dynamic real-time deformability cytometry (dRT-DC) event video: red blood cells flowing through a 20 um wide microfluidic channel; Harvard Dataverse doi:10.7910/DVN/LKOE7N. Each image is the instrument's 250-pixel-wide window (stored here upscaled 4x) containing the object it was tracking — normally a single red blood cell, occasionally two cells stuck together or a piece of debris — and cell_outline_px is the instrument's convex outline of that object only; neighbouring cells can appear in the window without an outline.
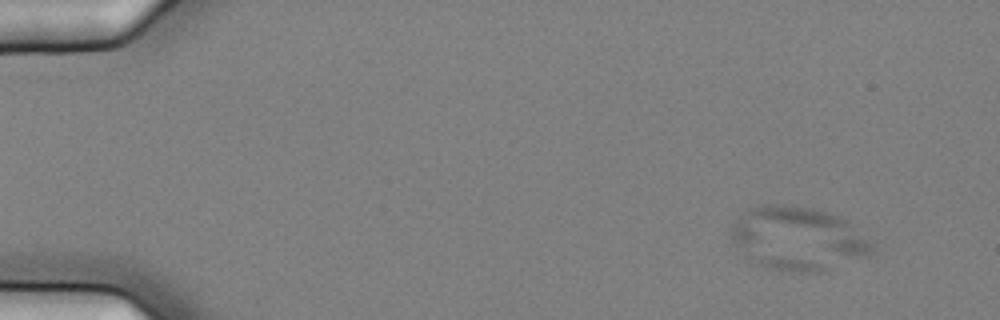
{"species": "common noctule bat (a hibernating species)", "species_latin": "Nyctalus noctula", "temperature_condition": "cold", "stored_images_in_passage": 58, "camera_frame_rate_fps": 3000, "um_per_image_px": 0.085, "animal": {"sex": "female", "body_mass_g": 25.1}, "frame": {"image": 1, "passage_image": 6, "time_ms": 1.667, "image_size_px": [1000, 320], "cell_outline_px": [[876, 252], [868, 256], [828, 272], [796, 272], [772, 268], [752, 264], [736, 248], [732, 240], [732, 224], [748, 208], [760, 204], [772, 204], [812, 208], [828, 212], [840, 216], [852, 224], [876, 244]], "centroid_in_image_um": [67.89, 20.31], "position_along_channel_um": 17.1, "area_um2": 53.23}}
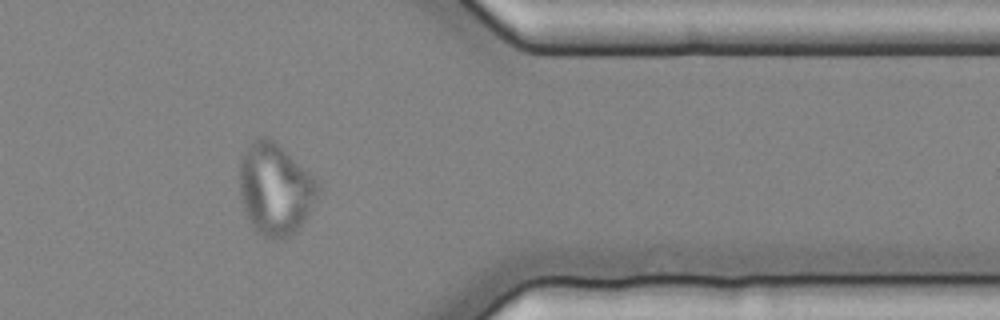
{"frame": {"image": 2, "passage_image": 48, "time_ms": 15.667, "image_size_px": [1000, 320], "cell_outline_px": [[324, 192], [304, 220], [288, 236], [280, 240], [264, 236], [256, 232], [252, 228], [244, 212], [240, 196], [240, 160], [248, 144], [252, 140], [260, 136], [264, 136], [280, 144], [320, 184]], "centroid_in_image_um": [23.4, 16.07], "position_along_channel_um": 388.0, "area_um2": 42.37}}
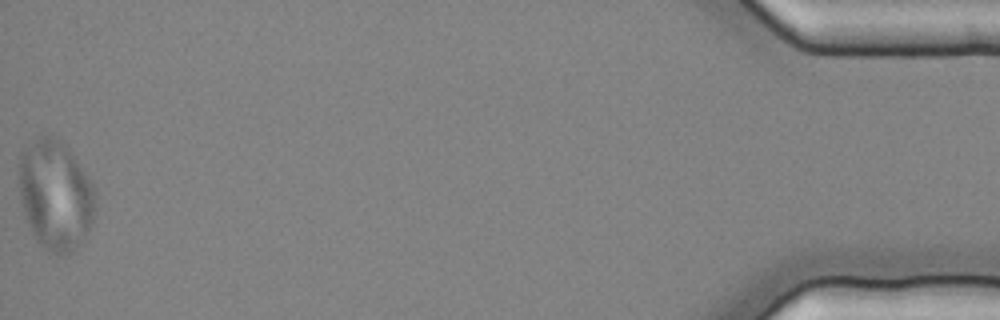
{"frame": {"image": 3, "passage_image": 58, "time_ms": 19.0, "image_size_px": [1000, 320], "cell_outline_px": [[96, 212], [84, 236], [72, 252], [64, 256], [60, 256], [48, 252], [36, 240], [24, 216], [20, 200], [20, 152], [40, 132], [52, 136], [60, 140], [68, 148], [88, 176], [96, 188]], "centroid_in_image_um": [4.71, 16.56], "position_along_channel_um": 430.5, "area_um2": 49.42}}